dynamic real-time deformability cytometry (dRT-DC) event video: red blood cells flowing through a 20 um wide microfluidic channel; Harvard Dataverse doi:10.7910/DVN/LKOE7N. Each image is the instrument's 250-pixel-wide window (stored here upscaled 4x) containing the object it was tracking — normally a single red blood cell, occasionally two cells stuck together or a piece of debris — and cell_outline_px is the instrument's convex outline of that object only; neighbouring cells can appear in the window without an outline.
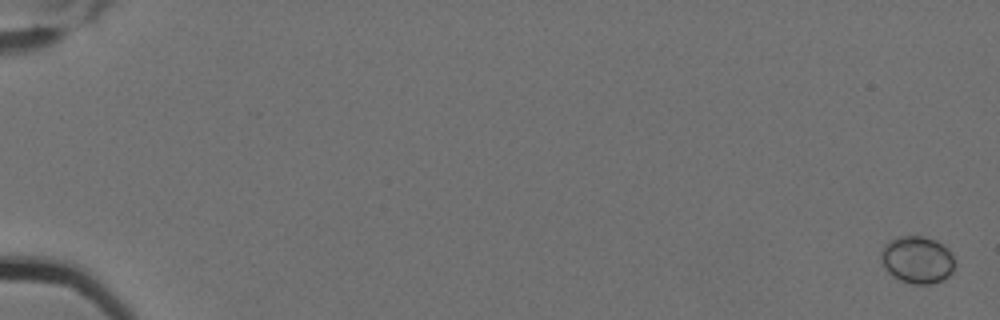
{"species": "Egyptian fruit bat (a non-hibernating species)", "species_latin": "Rousettus aegyptiacus", "temperature_condition": "cold", "stored_images_in_passage": 7, "camera_frame_rate_fps": 3000, "um_per_image_px": 0.085, "animal": {"sex": "female"}, "frame": {"image": 1, "passage_image": 1, "time_ms": 0.0, "image_size_px": [1000, 320], "cell_outline_px": [[956, 268], [944, 280], [928, 284], [912, 284], [900, 280], [892, 276], [888, 272], [880, 256], [880, 252], [884, 244], [900, 236], [924, 236], [936, 240], [948, 248], [952, 252], [956, 260]], "centroid_in_image_um": [78.02, 22.08], "position_along_channel_um": 7.0, "area_um2": 20.63}}